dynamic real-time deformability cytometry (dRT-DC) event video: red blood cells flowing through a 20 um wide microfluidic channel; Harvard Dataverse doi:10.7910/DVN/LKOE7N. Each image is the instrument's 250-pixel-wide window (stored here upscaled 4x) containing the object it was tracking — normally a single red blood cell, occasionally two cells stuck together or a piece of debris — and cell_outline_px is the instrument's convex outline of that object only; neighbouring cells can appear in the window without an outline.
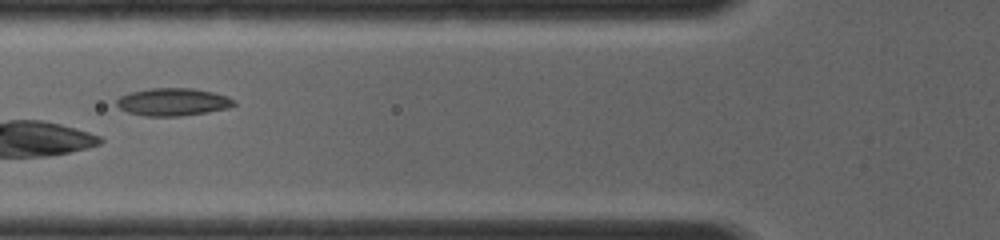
{"species": "common noctule bat (a hibernating species)", "species_latin": "Nyctalus noctula", "temperature_condition": "room temperature", "stored_images_in_passage": 3, "camera_frame_rate_fps": 4000, "um_per_image_px": 0.085, "animal": {"sex": "female", "body_mass_g": 19.0, "forearm_length_mm": 56.7}, "frame": {"image": 1, "passage_image": 2, "time_ms": 0.75, "image_size_px": [1000, 240], "cell_outline_px": [[236, 104], [228, 108], [208, 112], [180, 116], [144, 116], [128, 112], [120, 108], [116, 104], [116, 100], [120, 96], [132, 92], [148, 88], [192, 88], [212, 92], [228, 96], [236, 100]], "centroid_in_image_um": [14.72, 8.66], "position_along_channel_um": 111.1, "area_um2": 18.96}}